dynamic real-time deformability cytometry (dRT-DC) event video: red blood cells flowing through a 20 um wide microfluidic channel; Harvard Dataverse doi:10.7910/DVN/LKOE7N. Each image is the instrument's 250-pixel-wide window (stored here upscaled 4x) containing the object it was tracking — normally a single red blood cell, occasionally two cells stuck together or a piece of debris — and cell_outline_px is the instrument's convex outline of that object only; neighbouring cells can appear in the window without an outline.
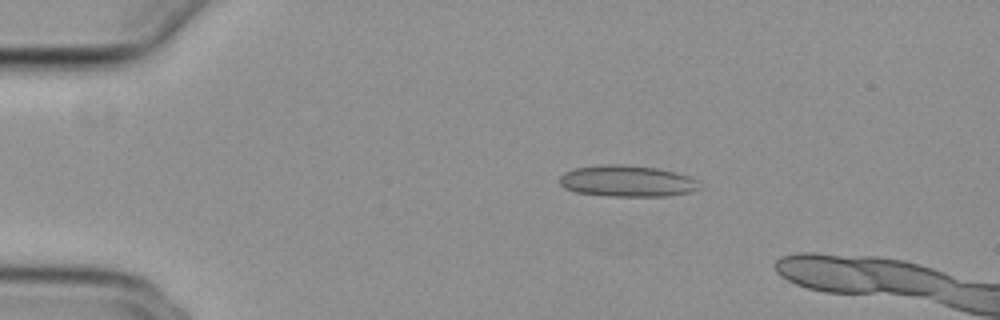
{"species": "common noctule bat (a hibernating species)", "species_latin": "Nyctalus noctula", "temperature_condition": "cold", "stored_images_in_passage": 8, "camera_frame_rate_fps": 3000, "um_per_image_px": 0.085, "animal": {"sex": "female", "body_mass_g": 29.2, "forearm_length_mm": 56.3}, "frame": {"image": 1, "passage_image": 2, "time_ms": 0.333, "image_size_px": [1000, 320], "cell_outline_px": [[696, 188], [692, 192], [668, 196], [608, 196], [576, 192], [564, 188], [560, 184], [560, 176], [564, 172], [572, 168], [604, 164], [624, 164], [656, 168], [676, 172], [688, 176], [696, 180]], "centroid_in_image_um": [53.24, 15.38], "position_along_channel_um": 31.8, "area_um2": 25.55}}